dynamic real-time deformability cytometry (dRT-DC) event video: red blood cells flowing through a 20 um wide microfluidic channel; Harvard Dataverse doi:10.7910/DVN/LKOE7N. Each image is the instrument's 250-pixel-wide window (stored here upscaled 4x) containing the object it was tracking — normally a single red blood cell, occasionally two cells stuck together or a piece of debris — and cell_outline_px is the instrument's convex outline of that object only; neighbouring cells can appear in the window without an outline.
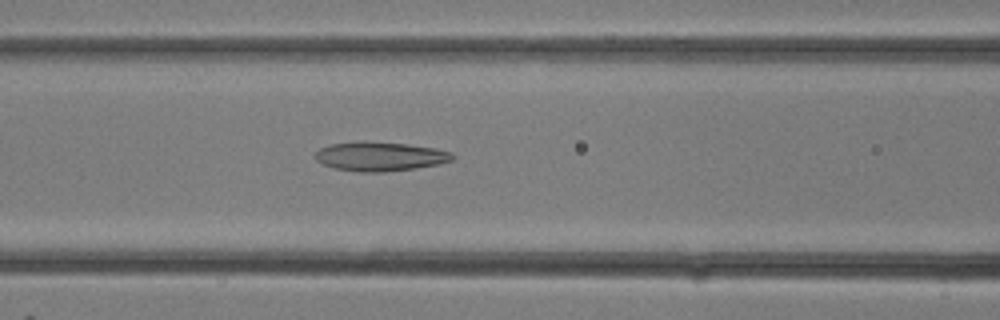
{"species": "common noctule bat (a hibernating species)", "species_latin": "Nyctalus noctula", "temperature_condition": "room temperature", "stored_images_in_passage": 19, "camera_frame_rate_fps": 3000, "um_per_image_px": 0.085, "animal": {"sex": "female"}, "frame": {"image": 1, "passage_image": 12, "time_ms": 3.667, "image_size_px": [1000, 320], "cell_outline_px": [[456, 156], [452, 160], [436, 164], [416, 168], [384, 172], [360, 172], [332, 168], [316, 160], [316, 152], [320, 148], [332, 144], [364, 140], [408, 144], [436, 148], [452, 152]], "centroid_in_image_um": [32.31, 13.29], "position_along_channel_um": 134.3, "area_um2": 23.47}}
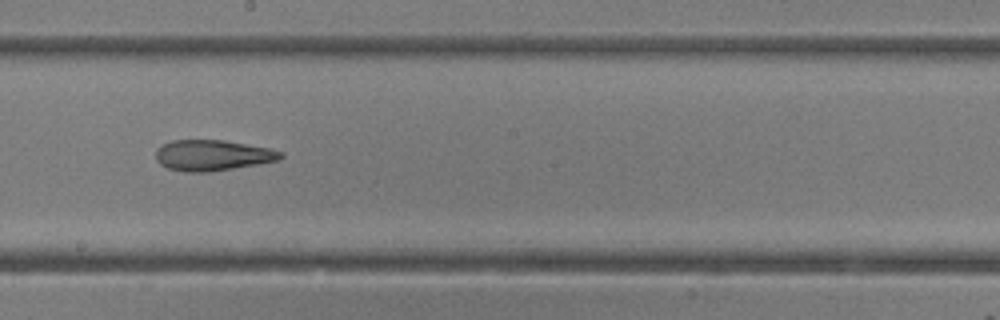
{"frame": {"image": 2, "passage_image": 16, "time_ms": 5.0, "image_size_px": [1000, 320], "cell_outline_px": [[284, 156], [280, 160], [260, 164], [208, 172], [184, 172], [168, 168], [160, 164], [156, 160], [156, 148], [172, 140], [224, 140], [268, 148], [284, 152]], "centroid_in_image_um": [18.08, 13.2], "position_along_channel_um": 230.1, "area_um2": 22.48}}
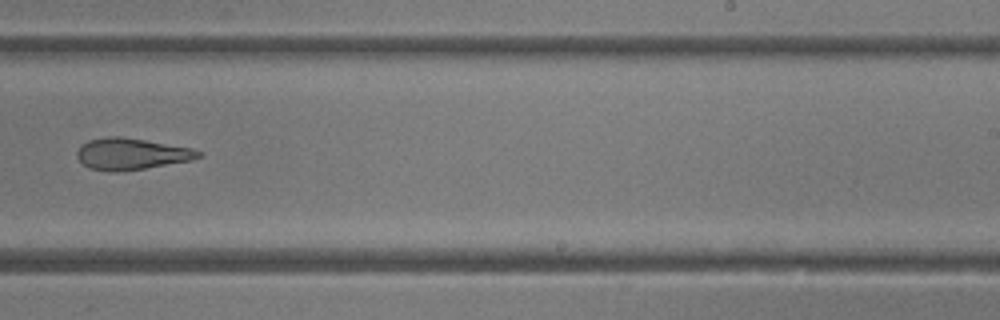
{"frame": {"image": 3, "passage_image": 18, "time_ms": 5.667, "image_size_px": [1000, 320], "cell_outline_px": [[204, 156], [192, 160], [120, 172], [108, 172], [88, 168], [76, 156], [76, 152], [80, 144], [88, 140], [108, 136], [120, 136], [192, 148], [204, 152]], "centroid_in_image_um": [11.15, 13.08], "position_along_channel_um": 277.8, "area_um2": 22.48}}